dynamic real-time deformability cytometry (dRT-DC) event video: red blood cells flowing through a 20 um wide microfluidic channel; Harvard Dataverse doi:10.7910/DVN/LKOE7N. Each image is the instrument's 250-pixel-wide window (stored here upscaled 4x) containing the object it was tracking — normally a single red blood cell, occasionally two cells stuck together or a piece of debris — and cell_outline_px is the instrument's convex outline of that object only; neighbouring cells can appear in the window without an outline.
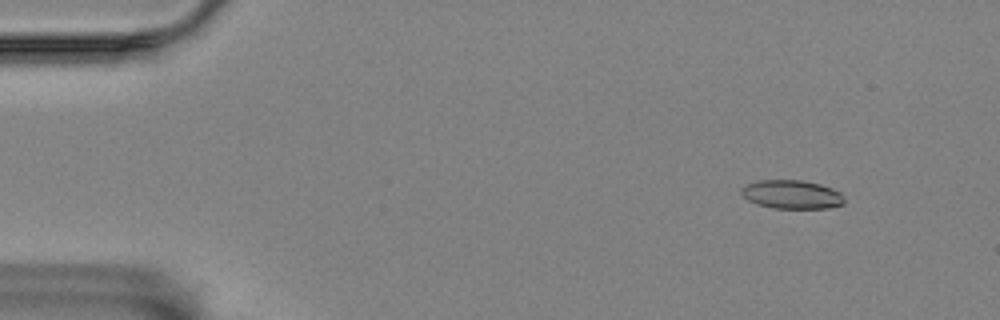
{"species": "Egyptian fruit bat (a non-hibernating species)", "species_latin": "Rousettus aegyptiacus", "temperature_condition": "room temperature", "stored_images_in_passage": 5, "camera_frame_rate_fps": 3000, "um_per_image_px": 0.085, "animal": {"sex": "female"}, "frame": {"image": 1, "passage_image": 2, "time_ms": 1.0, "image_size_px": [1000, 320], "cell_outline_px": [[844, 204], [828, 208], [772, 208], [756, 204], [748, 200], [740, 192], [740, 188], [748, 184], [760, 180], [800, 180], [820, 184], [832, 188], [840, 192], [844, 200]], "centroid_in_image_um": [67.29, 16.53], "position_along_channel_um": 17.7, "area_um2": 17.17}}
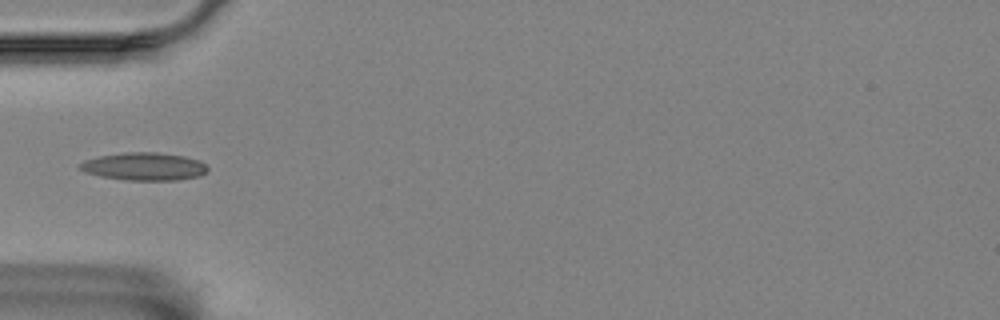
{"frame": {"image": 2, "passage_image": 5, "time_ms": 5.333, "image_size_px": [1000, 320], "cell_outline_px": [[208, 168], [200, 176], [176, 180], [128, 180], [100, 176], [84, 172], [80, 168], [80, 164], [84, 160], [100, 156], [124, 152], [156, 152], [184, 156], [200, 160]], "centroid_in_image_um": [12.25, 14.15], "position_along_channel_um": 72.7, "area_um2": 20.58}}